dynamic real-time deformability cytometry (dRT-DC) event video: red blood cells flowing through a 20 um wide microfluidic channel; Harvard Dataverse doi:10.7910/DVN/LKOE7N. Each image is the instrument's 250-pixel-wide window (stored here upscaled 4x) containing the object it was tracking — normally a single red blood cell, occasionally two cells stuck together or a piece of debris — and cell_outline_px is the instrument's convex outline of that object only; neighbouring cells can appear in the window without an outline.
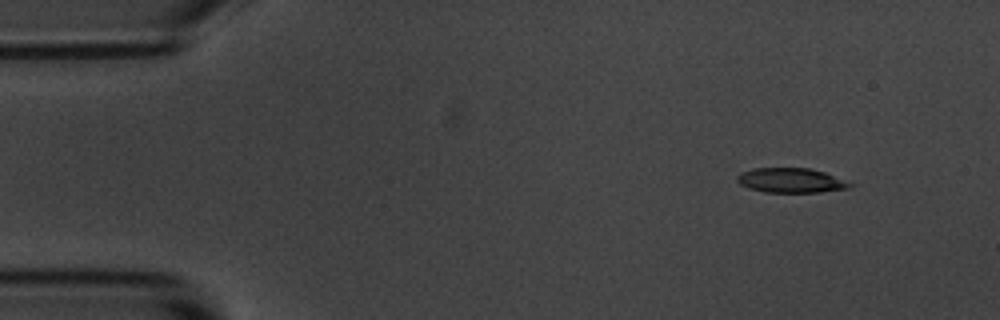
{"species": "common noctule bat (a hibernating species)", "species_latin": "Nyctalus noctula", "temperature_condition": "room temperature", "stored_images_in_passage": 6, "camera_frame_rate_fps": 3000, "um_per_image_px": 0.085, "animal": {"sex": "male", "body_mass_g": 20.1, "forearm_length_mm": 53.5}, "frame": {"image": 1, "passage_image": 1, "time_ms": 0.0, "image_size_px": [1000, 320], "cell_outline_px": [[856, 184], [852, 188], [820, 192], [764, 192], [740, 184], [736, 180], [736, 176], [740, 172], [752, 168], [808, 168], [824, 172]], "centroid_in_image_um": [67.26, 15.33], "position_along_channel_um": 17.7, "area_um2": 16.3}}
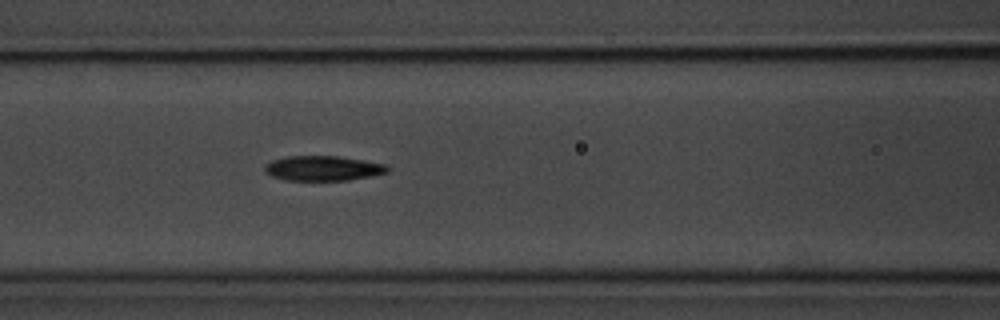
{"frame": {"image": 2, "passage_image": 6, "time_ms": 5.667, "image_size_px": [1000, 320], "cell_outline_px": [[392, 168], [388, 172], [372, 176], [348, 180], [284, 180], [272, 176], [264, 172], [264, 168], [272, 160], [288, 156], [336, 156], [384, 164]], "centroid_in_image_um": [27.46, 14.31], "position_along_channel_um": 139.1, "area_um2": 17.69}}